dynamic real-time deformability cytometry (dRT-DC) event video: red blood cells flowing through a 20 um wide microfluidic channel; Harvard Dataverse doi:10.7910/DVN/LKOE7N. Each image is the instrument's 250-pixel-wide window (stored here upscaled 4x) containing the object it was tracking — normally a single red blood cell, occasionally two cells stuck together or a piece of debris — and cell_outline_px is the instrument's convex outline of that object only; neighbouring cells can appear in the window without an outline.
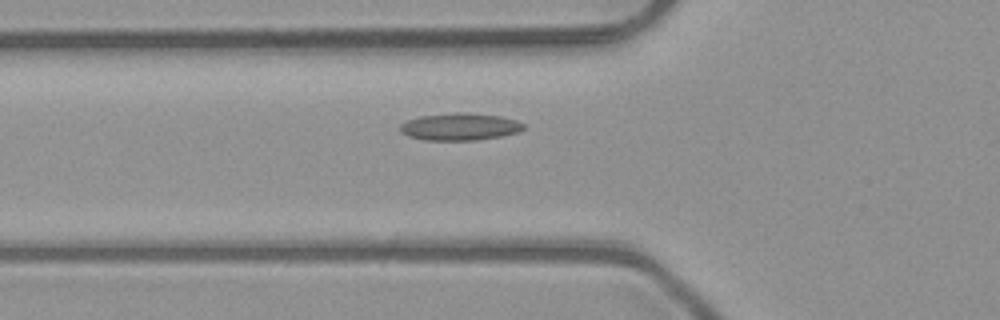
{"species": "common noctule bat (a hibernating species)", "species_latin": "Nyctalus noctula", "temperature_condition": "room temperature", "stored_images_in_passage": 2, "camera_frame_rate_fps": 3000, "um_per_image_px": 0.085, "animal": {"sex": "male", "body_mass_g": 23.1, "forearm_length_mm": 52.7}, "frame": {"image": 1, "passage_image": 2, "time_ms": 0.333, "image_size_px": [1000, 320], "cell_outline_px": [[524, 128], [520, 132], [500, 136], [476, 140], [424, 140], [408, 136], [400, 132], [400, 124], [408, 120], [420, 116], [452, 112], [468, 112], [500, 116], [516, 120], [524, 124]], "centroid_in_image_um": [39.08, 10.76], "position_along_channel_um": 86.7, "area_um2": 19.71}}